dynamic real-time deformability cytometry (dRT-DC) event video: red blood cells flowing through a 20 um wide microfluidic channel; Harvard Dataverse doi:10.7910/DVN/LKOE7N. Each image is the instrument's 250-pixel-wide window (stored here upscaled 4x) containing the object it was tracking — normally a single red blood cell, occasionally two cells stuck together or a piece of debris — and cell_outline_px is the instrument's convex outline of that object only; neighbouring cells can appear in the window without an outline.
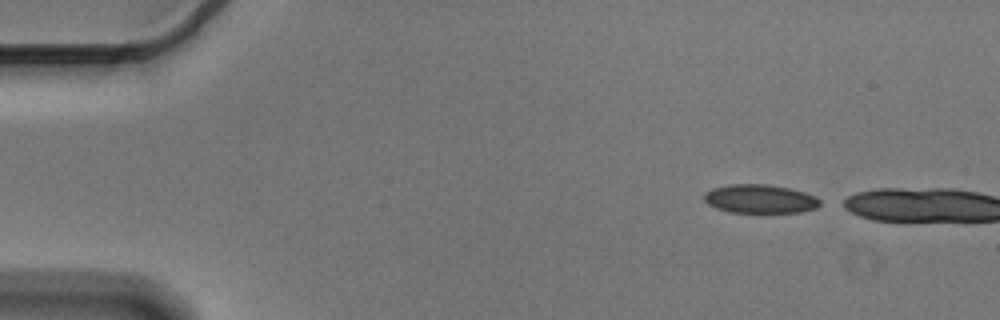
{"species": "Egyptian fruit bat (a non-hibernating species)", "species_latin": "Rousettus aegyptiacus", "temperature_condition": "cold", "stored_images_in_passage": 3, "camera_frame_rate_fps": 3000, "um_per_image_px": 0.085, "animal": {"sex": "male"}, "frame": {"image": 1, "passage_image": 1, "time_ms": 0.0, "image_size_px": [1000, 320], "cell_outline_px": [[820, 204], [816, 208], [800, 212], [728, 212], [716, 208], [708, 204], [704, 200], [704, 192], [712, 188], [732, 184], [768, 184], [788, 188], [804, 192], [816, 196], [820, 200]], "centroid_in_image_um": [64.58, 16.9], "position_along_channel_um": 20.4, "area_um2": 19.36}}